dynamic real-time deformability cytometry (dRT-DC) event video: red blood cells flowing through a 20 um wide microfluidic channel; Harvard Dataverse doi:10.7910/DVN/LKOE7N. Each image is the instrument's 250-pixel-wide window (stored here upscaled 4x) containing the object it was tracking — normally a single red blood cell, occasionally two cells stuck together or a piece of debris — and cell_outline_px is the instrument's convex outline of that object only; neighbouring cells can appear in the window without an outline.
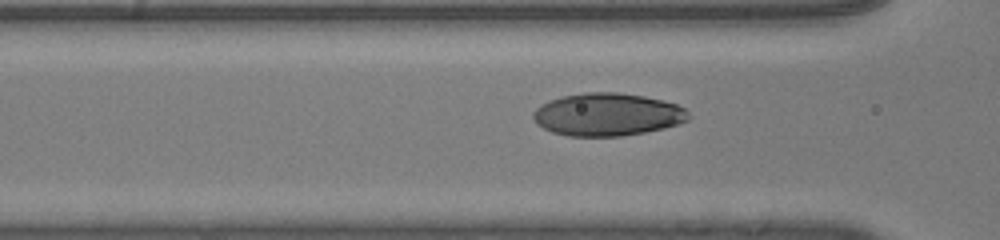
{"species": "human", "species_latin": "Homo sapiens", "temperature_condition": "room temperature", "stored_images_in_passage": 44, "camera_frame_rate_fps": 3000, "um_per_image_px": 0.085, "donor": {"sex": "male"}, "frame": {"image": 1, "passage_image": 20, "time_ms": 6.333, "image_size_px": [1000, 240], "cell_outline_px": [[692, 116], [688, 120], [664, 128], [644, 132], [620, 136], [568, 136], [552, 132], [536, 124], [532, 120], [532, 112], [540, 104], [548, 100], [560, 96], [584, 92], [616, 92], [644, 96], [676, 104], [684, 108]], "centroid_in_image_um": [51.57, 9.73], "position_along_channel_um": 115.0, "area_um2": 38.9}}
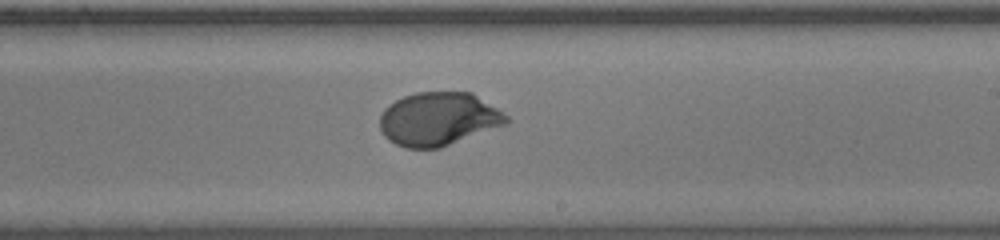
{"frame": {"image": 2, "passage_image": 30, "time_ms": 9.667, "image_size_px": [1000, 240], "cell_outline_px": [[508, 124], [440, 148], [404, 148], [388, 140], [384, 136], [380, 128], [380, 116], [384, 108], [388, 104], [404, 96], [416, 92], [472, 92], [508, 116]], "centroid_in_image_um": [37.25, 10.12], "position_along_channel_um": 251.7, "area_um2": 39.48}}
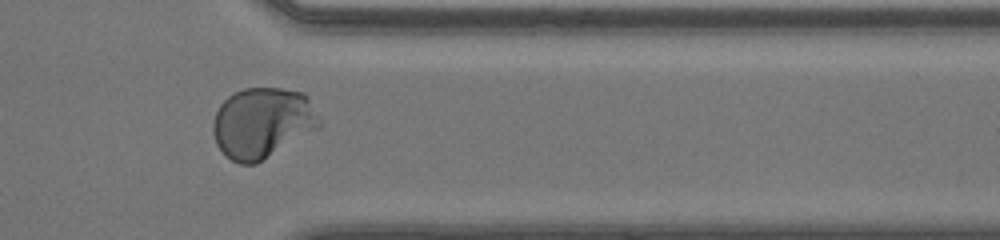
{"frame": {"image": 3, "passage_image": 40, "time_ms": 13.0, "image_size_px": [1000, 240], "cell_outline_px": [[320, 124], [316, 128], [256, 164], [240, 164], [232, 160], [216, 144], [212, 132], [212, 124], [216, 112], [220, 104], [228, 96], [244, 88], [280, 88], [304, 92], [308, 96], [320, 120]], "centroid_in_image_um": [22.27, 10.42], "position_along_channel_um": 389.1, "area_um2": 43.29}}